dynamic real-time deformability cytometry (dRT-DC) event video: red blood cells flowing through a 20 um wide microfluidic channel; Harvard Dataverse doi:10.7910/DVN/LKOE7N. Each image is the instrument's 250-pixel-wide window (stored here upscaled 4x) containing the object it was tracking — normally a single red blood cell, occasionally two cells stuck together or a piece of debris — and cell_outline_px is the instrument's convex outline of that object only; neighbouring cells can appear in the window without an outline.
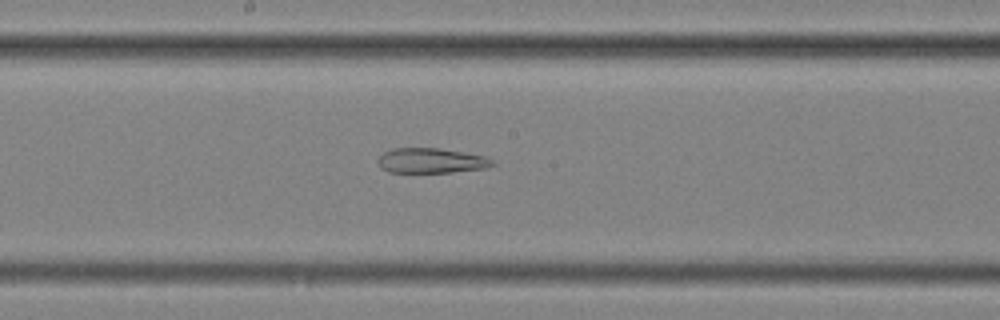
{"species": "common noctule bat (a hibernating species)", "species_latin": "Nyctalus noctula", "temperature_condition": "cold", "stored_images_in_passage": 55, "segment_of_instrument_passage": [2, 2], "camera_frame_rate_fps": 3000, "um_per_image_px": 0.085, "animal": {"sex": "female", "body_mass_g": 25.1}, "frame": {"image": 1, "passage_image": 30, "time_ms": 9.667, "image_size_px": [1000, 320], "cell_outline_px": [[496, 164], [488, 168], [452, 172], [388, 172], [380, 168], [376, 160], [384, 152], [392, 148], [436, 148], [464, 152], [484, 156], [492, 160]], "centroid_in_image_um": [36.63, 13.66], "position_along_channel_um": 211.6, "area_um2": 16.76}}
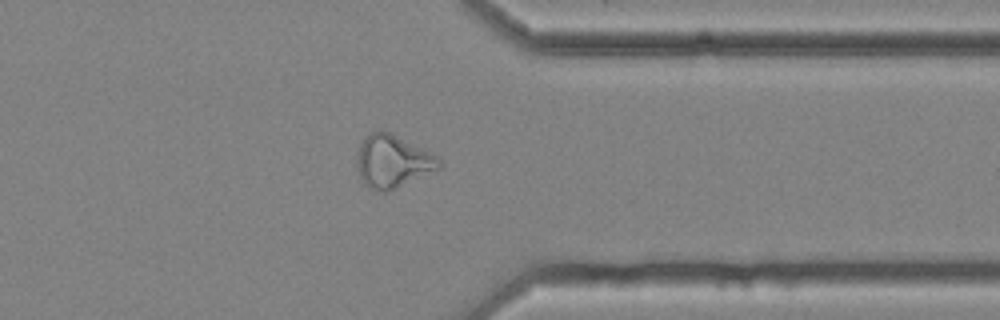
{"frame": {"image": 2, "passage_image": 44, "time_ms": 14.333, "image_size_px": [1000, 320], "cell_outline_px": [[440, 168], [396, 188], [384, 192], [368, 188], [364, 184], [356, 168], [356, 160], [360, 144], [372, 132], [384, 128], [440, 156]], "centroid_in_image_um": [33.38, 13.68], "position_along_channel_um": 378.0, "area_um2": 25.49}}